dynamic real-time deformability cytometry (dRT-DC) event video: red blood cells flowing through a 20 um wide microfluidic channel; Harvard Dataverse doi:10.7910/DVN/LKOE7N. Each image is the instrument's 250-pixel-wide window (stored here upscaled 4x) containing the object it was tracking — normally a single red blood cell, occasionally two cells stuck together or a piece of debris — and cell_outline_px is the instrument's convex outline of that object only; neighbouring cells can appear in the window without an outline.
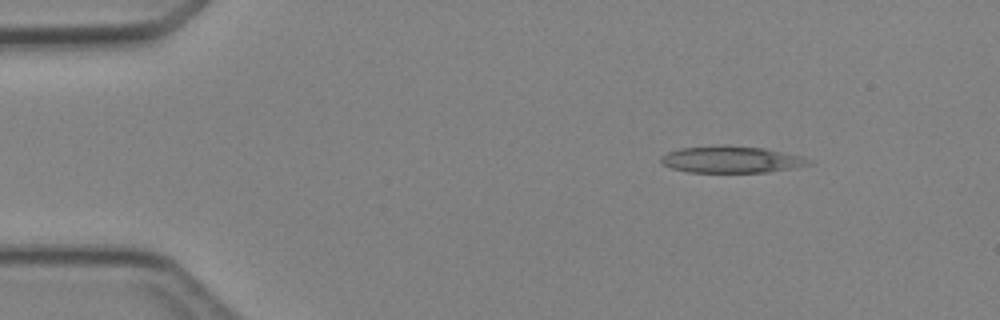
{"species": "Egyptian fruit bat (a non-hibernating species)", "species_latin": "Rousettus aegyptiacus", "temperature_condition": "cold", "stored_images_in_passage": 3, "camera_frame_rate_fps": 3000, "um_per_image_px": 0.085, "animal": {"sex": "female"}, "frame": {"image": 1, "passage_image": 1, "time_ms": 0.0, "image_size_px": [1000, 320], "cell_outline_px": [[812, 164], [792, 168], [768, 172], [688, 172], [672, 168], [664, 164], [660, 160], [660, 156], [668, 152], [680, 148], [720, 144], [724, 144], [764, 148], [800, 156], [812, 160]], "centroid_in_image_um": [62.15, 13.54], "position_along_channel_um": 22.9, "area_um2": 23.12}}
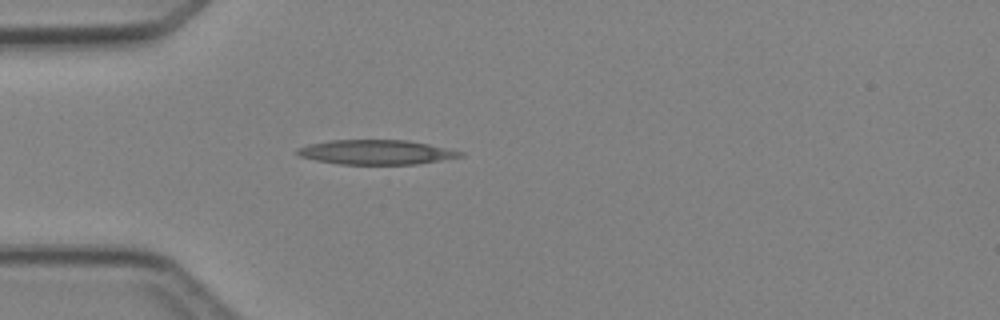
{"frame": {"image": 2, "passage_image": 3, "time_ms": 2.333, "image_size_px": [1000, 320], "cell_outline_px": [[464, 156], [416, 164], [340, 164], [316, 160], [300, 156], [296, 152], [300, 148], [308, 144], [332, 140], [408, 140], [428, 144], [464, 152]], "centroid_in_image_um": [31.99, 12.93], "position_along_channel_um": 53.0, "area_um2": 23.06}}